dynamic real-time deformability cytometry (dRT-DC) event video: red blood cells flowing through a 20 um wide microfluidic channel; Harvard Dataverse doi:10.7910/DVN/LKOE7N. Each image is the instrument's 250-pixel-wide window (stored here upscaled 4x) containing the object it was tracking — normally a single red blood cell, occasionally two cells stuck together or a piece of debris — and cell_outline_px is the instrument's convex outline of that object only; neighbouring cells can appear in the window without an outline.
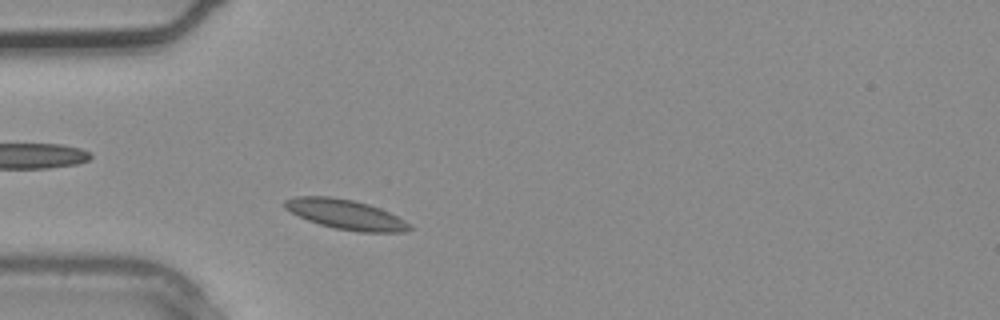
{"species": "common noctule bat (a hibernating species)", "species_latin": "Nyctalus noctula", "temperature_condition": "warm", "stored_images_in_passage": 2, "camera_frame_rate_fps": 3000, "um_per_image_px": 0.085, "animal": {"sex": "male", "body_mass_g": 20.4}, "frame": {"image": 1, "passage_image": 2, "time_ms": 0.333, "image_size_px": [1000, 320], "cell_outline_px": [[412, 228], [404, 232], [360, 232], [336, 228], [320, 224], [308, 220], [284, 208], [284, 200], [296, 196], [332, 196], [352, 200], [368, 204], [380, 208], [412, 224]], "centroid_in_image_um": [29.39, 18.22], "position_along_channel_um": 55.6, "area_um2": 21.5}}